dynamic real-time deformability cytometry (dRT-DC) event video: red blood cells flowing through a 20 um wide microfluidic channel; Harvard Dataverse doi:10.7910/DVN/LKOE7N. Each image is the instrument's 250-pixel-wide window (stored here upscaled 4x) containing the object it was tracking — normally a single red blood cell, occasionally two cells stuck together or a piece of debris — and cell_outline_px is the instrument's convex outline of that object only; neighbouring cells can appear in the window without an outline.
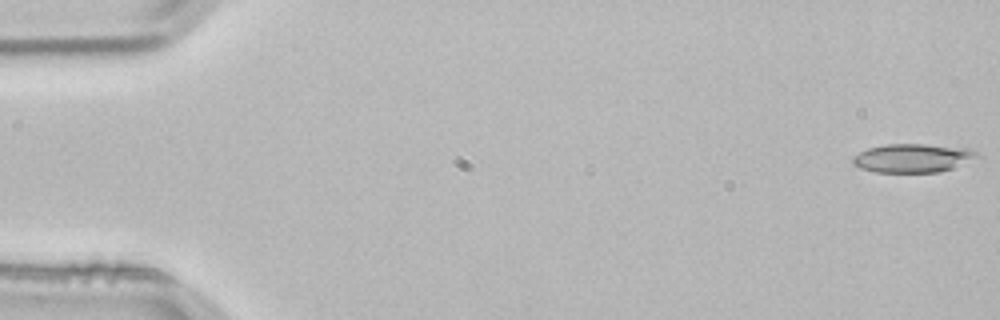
{"species": "common noctule bat (a hibernating species)", "species_latin": "Nyctalus noctula", "temperature_condition": "room temperature", "stored_images_in_passage": 3, "camera_frame_rate_fps": 3000, "um_per_image_px": 0.085, "animal": {"sex": "male", "body_mass_g": 21.5, "forearm_length_mm": 52.0}, "frame": {"image": 1, "passage_image": 1, "time_ms": 0.0, "image_size_px": [1000, 320], "cell_outline_px": [[984, 156], [980, 160], [940, 172], [876, 172], [860, 168], [852, 160], [852, 156], [868, 148], [884, 144], [924, 144], [972, 148]], "centroid_in_image_um": [77.74, 13.43], "position_along_channel_um": 7.3, "area_um2": 21.33}}
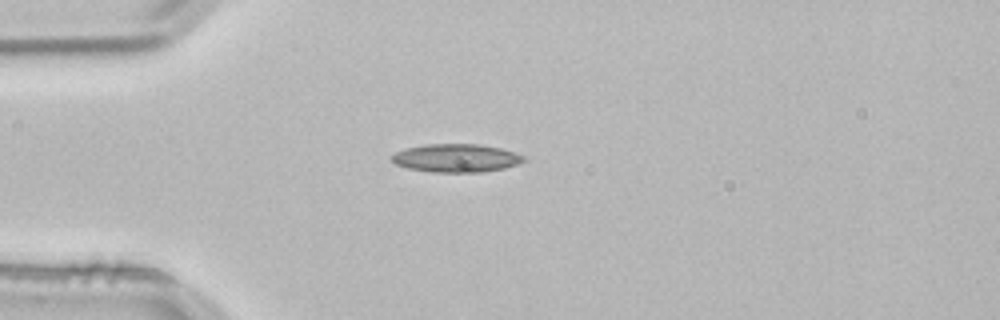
{"frame": {"image": 2, "passage_image": 3, "time_ms": 0.667, "image_size_px": [1000, 320], "cell_outline_px": [[528, 160], [504, 168], [484, 172], [432, 172], [408, 168], [396, 164], [392, 160], [392, 156], [396, 152], [404, 148], [424, 144], [480, 144], [500, 148], [524, 156]], "centroid_in_image_um": [38.77, 13.43], "position_along_channel_um": 46.2, "area_um2": 21.68}}